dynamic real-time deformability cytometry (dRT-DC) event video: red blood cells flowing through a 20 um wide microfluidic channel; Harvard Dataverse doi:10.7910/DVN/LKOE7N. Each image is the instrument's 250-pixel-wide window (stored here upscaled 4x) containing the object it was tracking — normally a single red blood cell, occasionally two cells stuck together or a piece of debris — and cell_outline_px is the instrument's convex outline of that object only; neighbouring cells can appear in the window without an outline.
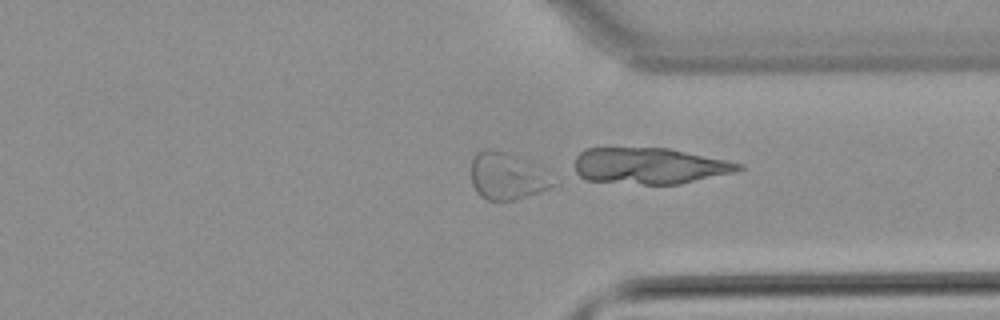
{"species": "common noctule bat (a hibernating species)", "species_latin": "Nyctalus noctula", "temperature_condition": "warm", "stored_images_in_passage": 33, "camera_frame_rate_fps": 3000, "um_per_image_px": 0.085, "animal": {"sex": "male", "body_mass_g": 21.5, "forearm_length_mm": 52.0}, "frame": {"image": 1, "passage_image": 33, "time_ms": 10.667, "image_size_px": [1000, 320], "cell_outline_px": [[744, 168], [736, 172], [680, 184], [644, 184], [588, 180], [580, 176], [576, 172], [576, 156], [584, 148], [668, 148], [728, 160], [744, 164]], "centroid_in_image_um": [55.26, 14.09], "position_along_channel_um": 356.1, "area_um2": 34.56}}